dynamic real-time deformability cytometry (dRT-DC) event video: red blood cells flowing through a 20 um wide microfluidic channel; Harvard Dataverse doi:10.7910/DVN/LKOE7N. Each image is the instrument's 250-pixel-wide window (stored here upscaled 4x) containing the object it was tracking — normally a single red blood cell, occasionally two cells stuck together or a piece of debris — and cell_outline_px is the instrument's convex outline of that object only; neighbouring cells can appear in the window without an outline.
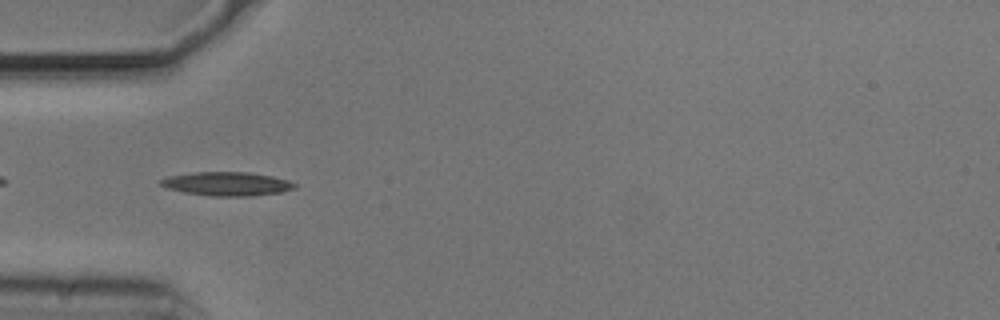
{"species": "common noctule bat (a hibernating species)", "species_latin": "Nyctalus noctula", "temperature_condition": "cold", "stored_images_in_passage": 39, "camera_frame_rate_fps": 3000, "um_per_image_px": 0.085, "animal": {"sex": "male", "body_mass_g": 20.5, "forearm_length_mm": 52.5}, "frame": {"image": 1, "passage_image": 2, "time_ms": 0.333, "image_size_px": [1000, 320], "cell_outline_px": [[296, 188], [280, 192], [252, 196], [208, 196], [184, 192], [168, 188], [160, 184], [160, 180], [168, 176], [192, 172], [248, 172], [272, 176], [288, 180], [296, 184]], "centroid_in_image_um": [19.29, 15.62], "position_along_channel_um": 65.7, "area_um2": 18.55}}
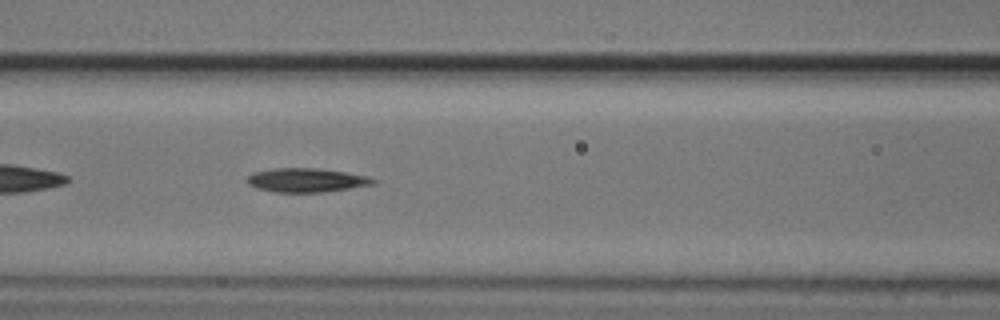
{"frame": {"image": 2, "passage_image": 8, "time_ms": 2.333, "image_size_px": [1000, 320], "cell_outline_px": [[376, 184], [324, 192], [276, 192], [256, 188], [248, 184], [244, 180], [252, 172], [272, 168], [316, 168], [344, 172], [368, 176], [376, 180]], "centroid_in_image_um": [26.0, 15.31], "position_along_channel_um": 140.6, "area_um2": 17.69}}
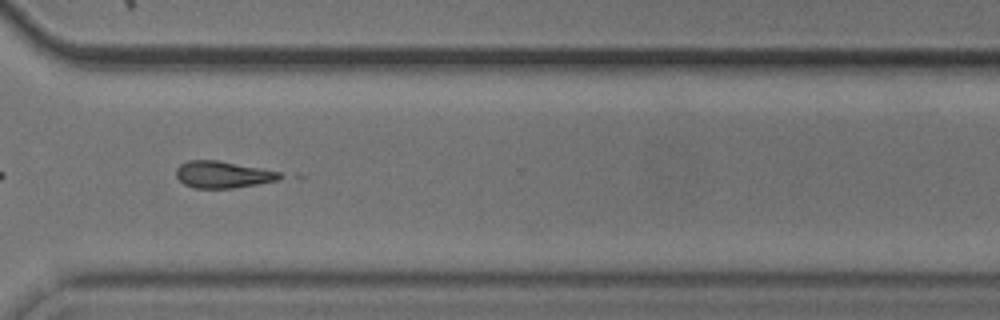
{"frame": {"image": 3, "passage_image": 25, "time_ms": 8.0, "image_size_px": [1000, 320], "cell_outline_px": [[284, 176], [276, 180], [256, 184], [232, 188], [192, 188], [184, 184], [176, 176], [176, 168], [180, 164], [188, 160], [216, 160], [260, 168], [280, 172]], "centroid_in_image_um": [18.89, 14.84], "position_along_channel_um": 351.7, "area_um2": 16.07}, "authors_computed_cell_mechanics": {"area_um2": 17.1088, "velocity_mm_per_s": 3.7354, "shape_relaxation_time_tau1_ms": null, "shape_relaxation_time_tau2_ms": 5.1571, "deformation_change_tau1": null, "deformation_change_tau2": 0.1699}}